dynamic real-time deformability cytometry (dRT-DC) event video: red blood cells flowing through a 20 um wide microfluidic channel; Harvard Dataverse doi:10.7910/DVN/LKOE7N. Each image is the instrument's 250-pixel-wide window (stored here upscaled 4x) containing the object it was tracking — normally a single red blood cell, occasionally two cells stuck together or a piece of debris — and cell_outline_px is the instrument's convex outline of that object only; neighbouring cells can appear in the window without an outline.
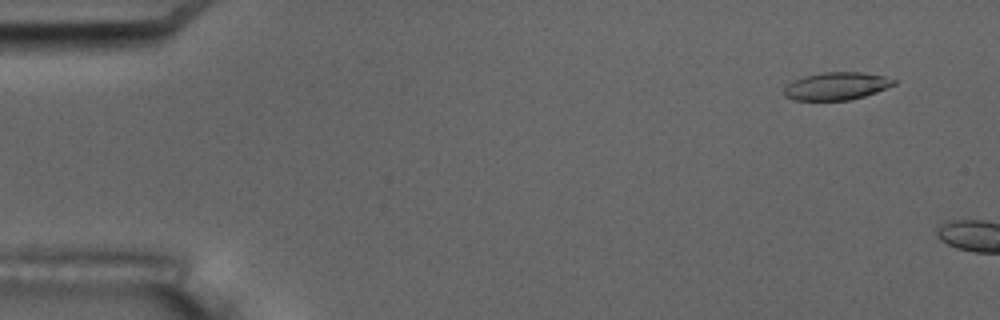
{"species": "common noctule bat (a hibernating species)", "species_latin": "Nyctalus noctula", "temperature_condition": "room temperature", "stored_images_in_passage": 2, "camera_frame_rate_fps": 3000, "um_per_image_px": 0.085, "animal": {"sex": "male", "body_mass_g": 17.5, "forearm_length_mm": 52.3}, "frame": {"image": 1, "passage_image": 1, "time_ms": 0.0, "image_size_px": [1000, 320], "cell_outline_px": [[896, 84], [876, 92], [864, 96], [848, 100], [792, 100], [784, 96], [784, 88], [792, 80], [804, 76], [824, 72], [860, 72], [884, 76], [896, 80]], "centroid_in_image_um": [71.08, 7.32], "position_along_channel_um": 13.9, "area_um2": 17.69}}